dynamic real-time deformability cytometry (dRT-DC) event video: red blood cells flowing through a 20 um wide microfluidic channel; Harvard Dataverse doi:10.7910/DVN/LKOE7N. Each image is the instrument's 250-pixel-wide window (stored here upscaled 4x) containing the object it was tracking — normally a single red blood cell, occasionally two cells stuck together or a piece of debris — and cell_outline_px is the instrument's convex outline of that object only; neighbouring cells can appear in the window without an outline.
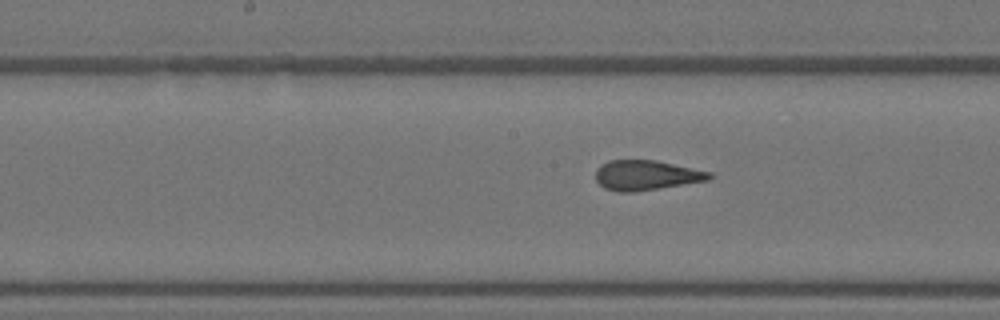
{"species": "Egyptian fruit bat (a non-hibernating species)", "species_latin": "Rousettus aegyptiacus", "temperature_condition": "warm", "stored_images_in_passage": 8, "segment_of_instrument_passage": [2, 2], "camera_frame_rate_fps": 3000, "um_per_image_px": 0.085, "animal": {"sex": "female"}, "frame": {"image": 1, "passage_image": 8, "time_ms": 2.333, "image_size_px": [1000, 320], "cell_outline_px": [[712, 176], [708, 180], [636, 192], [620, 192], [604, 188], [596, 180], [596, 168], [600, 164], [608, 160], [656, 160], [712, 172]], "centroid_in_image_um": [54.9, 14.89], "position_along_channel_um": 193.3, "area_um2": 19.88}}